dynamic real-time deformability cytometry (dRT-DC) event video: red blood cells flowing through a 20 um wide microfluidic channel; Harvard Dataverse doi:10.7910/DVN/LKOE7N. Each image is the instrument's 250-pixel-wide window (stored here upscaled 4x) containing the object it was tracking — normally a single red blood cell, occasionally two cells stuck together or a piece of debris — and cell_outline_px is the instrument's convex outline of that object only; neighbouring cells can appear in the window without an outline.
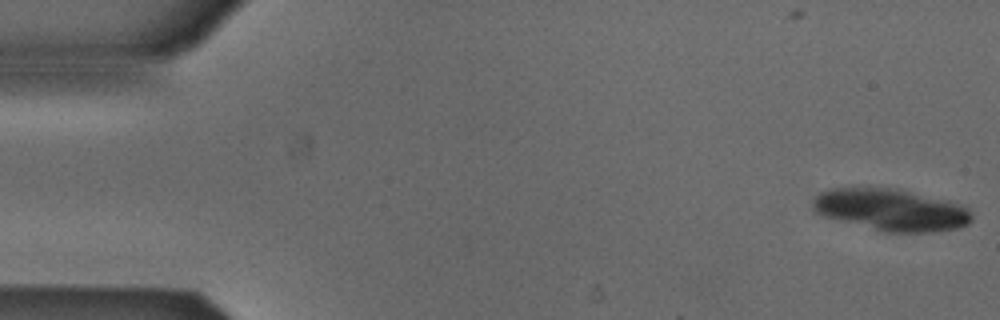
{"species": "Egyptian fruit bat (a non-hibernating species)", "species_latin": "Rousettus aegyptiacus", "temperature_condition": "cold", "stored_images_in_passage": 6, "camera_frame_rate_fps": 3000, "um_per_image_px": 0.085, "animal": {"sex": "male"}, "frame": {"image": 1, "passage_image": 1, "time_ms": 0.0, "image_size_px": [1000, 320], "cell_outline_px": [[972, 220], [968, 224], [956, 228], [932, 232], [884, 232], [824, 216], [816, 212], [816, 196], [820, 192], [832, 188], [888, 188], [948, 200], [960, 204], [968, 208], [972, 216]], "centroid_in_image_um": [75.79, 17.85], "position_along_channel_um": 9.2, "area_um2": 38.03}}